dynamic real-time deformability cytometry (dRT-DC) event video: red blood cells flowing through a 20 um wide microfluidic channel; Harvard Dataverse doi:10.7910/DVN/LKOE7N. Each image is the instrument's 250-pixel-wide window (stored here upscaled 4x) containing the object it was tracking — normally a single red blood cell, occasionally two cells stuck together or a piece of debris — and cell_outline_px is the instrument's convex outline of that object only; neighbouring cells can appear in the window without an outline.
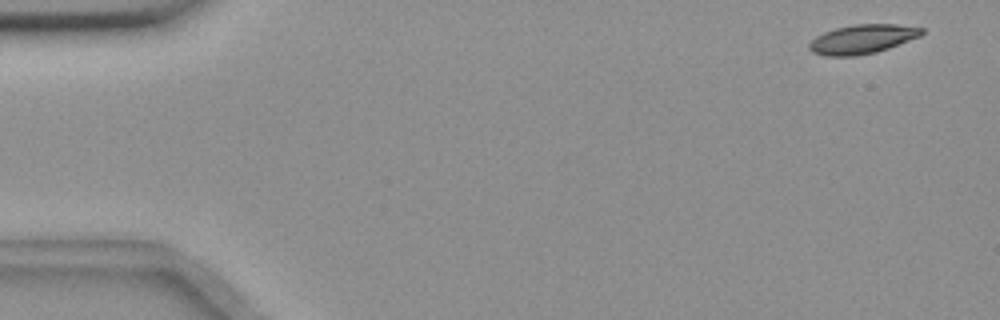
{"species": "common noctule bat (a hibernating species)", "species_latin": "Nyctalus noctula", "temperature_condition": "room temperature", "stored_images_in_passage": 56, "camera_frame_rate_fps": 3000, "um_per_image_px": 0.085, "animal": {"sex": "female", "body_mass_g": 18.4}, "frame": {"image": 1, "passage_image": 3, "time_ms": 0.667, "image_size_px": [1000, 320], "cell_outline_px": [[924, 32], [920, 36], [888, 48], [876, 52], [856, 56], [828, 56], [812, 52], [808, 48], [808, 44], [816, 36], [824, 32], [836, 28], [856, 24], [896, 24], [924, 28]], "centroid_in_image_um": [73.29, 3.32], "position_along_channel_um": 11.7, "area_um2": 19.02}}
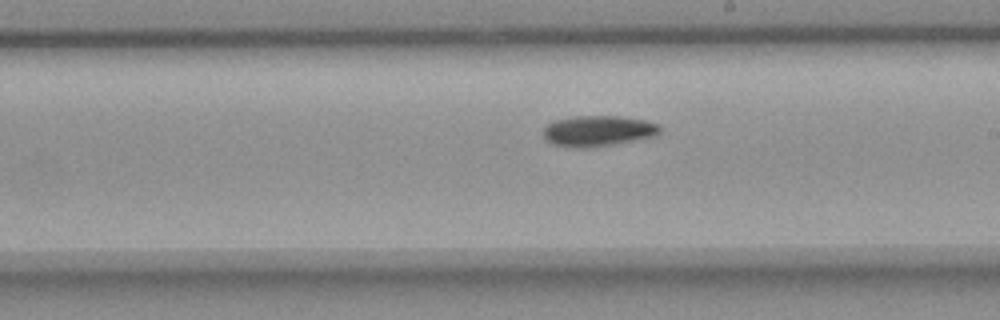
{"frame": {"image": 2, "passage_image": 32, "time_ms": 10.333, "image_size_px": [1000, 320], "cell_outline_px": [[660, 132], [656, 136], [640, 140], [592, 148], [568, 148], [552, 144], [544, 140], [544, 128], [548, 124], [556, 120], [576, 116], [616, 116], [644, 120], [660, 124]], "centroid_in_image_um": [50.85, 11.16], "position_along_channel_um": 238.2, "area_um2": 21.27}}
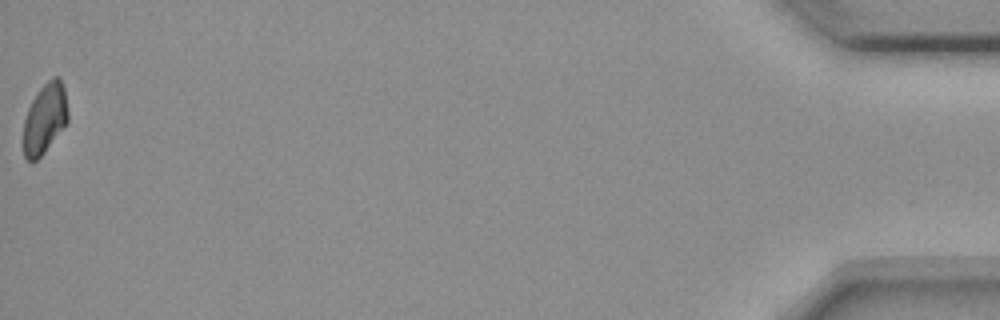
{"frame": {"image": 3, "passage_image": 56, "time_ms": 18.333, "image_size_px": [1000, 320], "cell_outline_px": [[68, 120], [44, 152], [36, 160], [28, 160], [24, 156], [24, 120], [28, 108], [32, 100], [40, 88], [52, 76], [60, 76], [64, 88], [68, 112]], "centroid_in_image_um": [3.81, 10.03], "position_along_channel_um": 431.4, "area_um2": 17.92}, "authors_computed_cell_mechanics": {"area_um2": 19.7098, "velocity_mm_per_s": 3.6528, "shape_relaxation_time_tau1_ms": 6.7531, "shape_relaxation_time_tau2_ms": null, "deformation_change_tau1": 0.1601, "deformation_change_tau2": null}}